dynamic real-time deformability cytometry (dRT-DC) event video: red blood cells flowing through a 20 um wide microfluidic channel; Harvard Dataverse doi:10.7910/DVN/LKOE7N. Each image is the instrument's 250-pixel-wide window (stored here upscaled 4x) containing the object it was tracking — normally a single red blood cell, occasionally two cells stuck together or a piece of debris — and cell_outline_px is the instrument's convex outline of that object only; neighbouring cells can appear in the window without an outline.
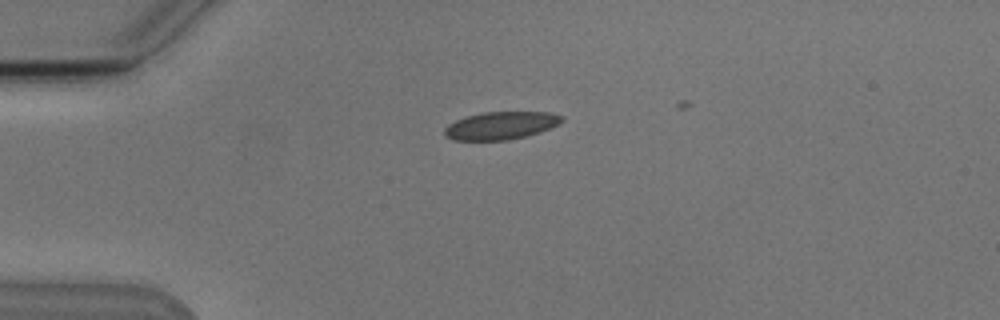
{"species": "Egyptian fruit bat (a non-hibernating species)", "species_latin": "Rousettus aegyptiacus", "temperature_condition": "cold", "stored_images_in_passage": 4, "camera_frame_rate_fps": 3000, "um_per_image_px": 0.085, "animal": {"sex": "male"}, "frame": {"image": 1, "passage_image": 1, "time_ms": 0.0, "image_size_px": [1000, 320], "cell_outline_px": [[564, 120], [548, 128], [524, 136], [508, 140], [452, 140], [444, 136], [444, 128], [448, 124], [456, 120], [468, 116], [484, 112], [548, 112], [564, 116]], "centroid_in_image_um": [42.52, 10.67], "position_along_channel_um": 42.5, "area_um2": 18.73}}